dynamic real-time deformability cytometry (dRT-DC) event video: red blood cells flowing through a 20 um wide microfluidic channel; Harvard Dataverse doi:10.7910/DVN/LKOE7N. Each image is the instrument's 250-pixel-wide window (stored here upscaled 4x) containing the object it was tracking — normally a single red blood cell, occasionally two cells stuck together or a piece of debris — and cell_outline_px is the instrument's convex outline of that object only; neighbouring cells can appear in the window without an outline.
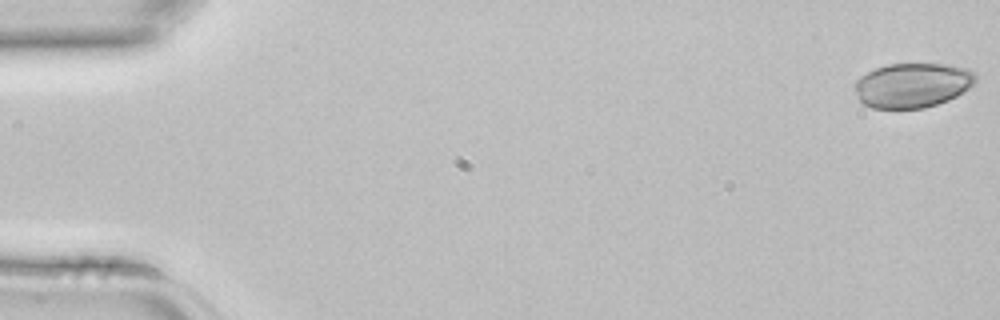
{"species": "common noctule bat (a hibernating species)", "species_latin": "Nyctalus noctula", "temperature_condition": "room temperature", "stored_images_in_passage": 4, "camera_frame_rate_fps": 3000, "um_per_image_px": 0.085, "animal": {"sex": "female", "body_mass_g": 22.7, "forearm_length_mm": 54.2}, "frame": {"image": 1, "passage_image": 1, "time_ms": 0.0, "image_size_px": [1000, 320], "cell_outline_px": [[976, 84], [956, 96], [948, 100], [924, 108], [872, 108], [864, 104], [860, 100], [856, 92], [856, 80], [860, 76], [876, 68], [888, 64], [944, 64], [968, 68], [976, 72]], "centroid_in_image_um": [77.6, 7.24], "position_along_channel_um": 7.4, "area_um2": 31.44}}
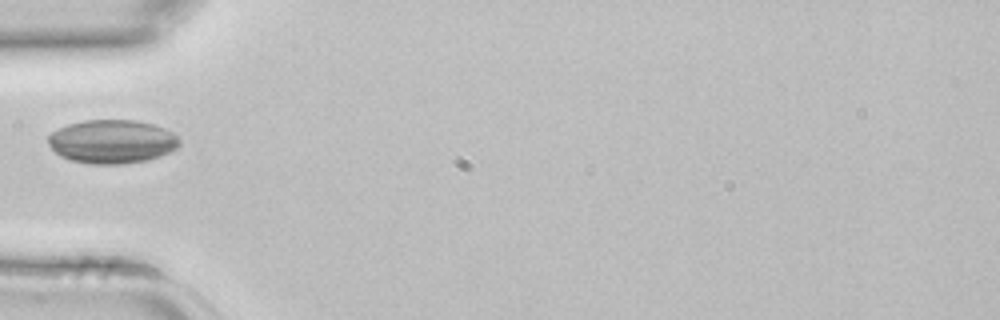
{"frame": {"image": 2, "passage_image": 4, "time_ms": 1.0, "image_size_px": [1000, 320], "cell_outline_px": [[180, 144], [176, 148], [160, 156], [148, 160], [124, 164], [88, 164], [72, 160], [60, 156], [48, 144], [48, 136], [52, 132], [68, 124], [84, 120], [132, 120], [152, 124], [164, 128], [180, 136]], "centroid_in_image_um": [9.54, 12.04], "position_along_channel_um": 75.5, "area_um2": 33.47}}